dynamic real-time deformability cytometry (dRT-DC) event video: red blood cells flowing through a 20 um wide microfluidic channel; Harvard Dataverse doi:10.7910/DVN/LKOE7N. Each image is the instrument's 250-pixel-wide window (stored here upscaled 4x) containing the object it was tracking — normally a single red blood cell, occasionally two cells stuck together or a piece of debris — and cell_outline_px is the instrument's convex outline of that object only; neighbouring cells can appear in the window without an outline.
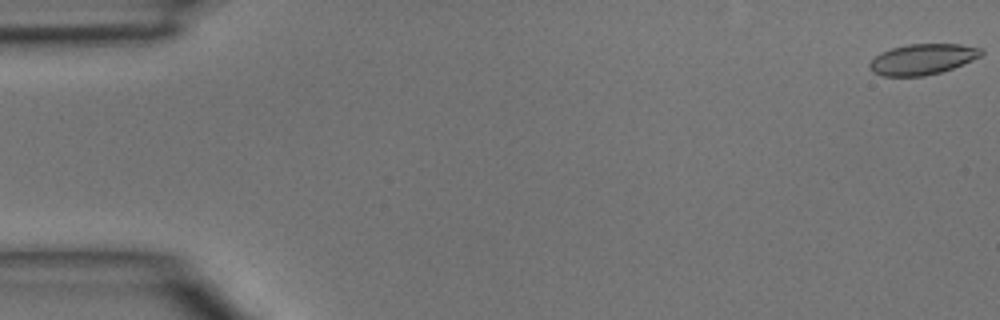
{"species": "common noctule bat (a hibernating species)", "species_latin": "Nyctalus noctula", "temperature_condition": "room temperature", "stored_images_in_passage": 48, "segment_of_instrument_passage": [1, 2], "camera_frame_rate_fps": 3000, "um_per_image_px": 0.085, "animal": {"sex": "male", "body_mass_g": 15.6}, "frame": {"image": 1, "passage_image": 1, "time_ms": 0.0, "image_size_px": [1000, 320], "cell_outline_px": [[984, 52], [980, 56], [972, 60], [952, 68], [940, 72], [924, 76], [884, 76], [872, 72], [868, 68], [868, 64], [880, 52], [892, 48], [908, 44], [960, 44], [980, 48]], "centroid_in_image_um": [78.38, 5.03], "position_along_channel_um": 6.6, "area_um2": 19.88}}
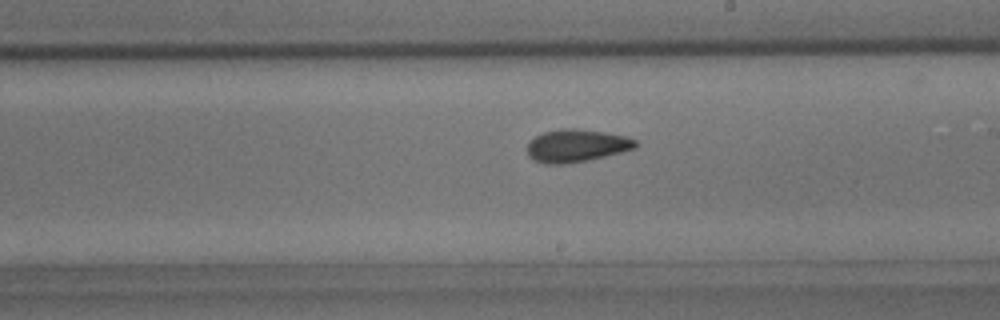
{"frame": {"image": 2, "passage_image": 27, "time_ms": 8.667, "image_size_px": [1000, 320], "cell_outline_px": [[640, 144], [636, 148], [604, 156], [564, 164], [548, 164], [532, 160], [528, 156], [528, 144], [536, 136], [544, 132], [560, 128], [576, 128], [604, 132], [628, 136], [636, 140]], "centroid_in_image_um": [49.02, 12.37], "position_along_channel_um": 240.0, "area_um2": 20.58}}
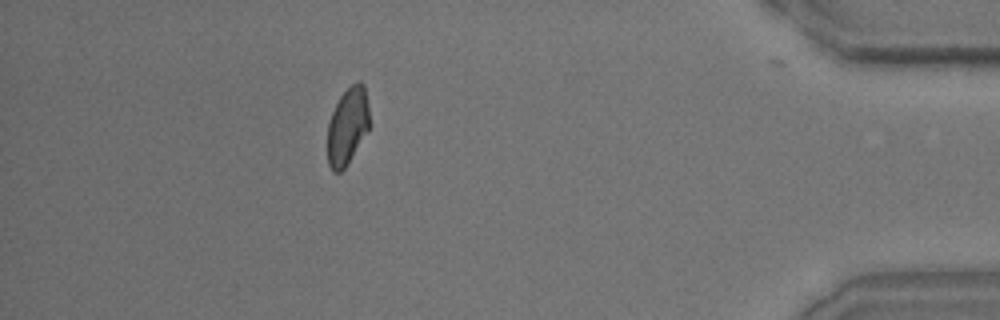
{"frame": {"image": 3, "passage_image": 42, "time_ms": 13.667, "image_size_px": [1000, 320], "cell_outline_px": [[368, 128], [344, 168], [340, 172], [332, 172], [328, 164], [328, 124], [332, 112], [340, 96], [356, 80], [360, 80], [364, 84], [368, 104]], "centroid_in_image_um": [29.52, 10.68], "position_along_channel_um": 405.7, "area_um2": 18.38}}